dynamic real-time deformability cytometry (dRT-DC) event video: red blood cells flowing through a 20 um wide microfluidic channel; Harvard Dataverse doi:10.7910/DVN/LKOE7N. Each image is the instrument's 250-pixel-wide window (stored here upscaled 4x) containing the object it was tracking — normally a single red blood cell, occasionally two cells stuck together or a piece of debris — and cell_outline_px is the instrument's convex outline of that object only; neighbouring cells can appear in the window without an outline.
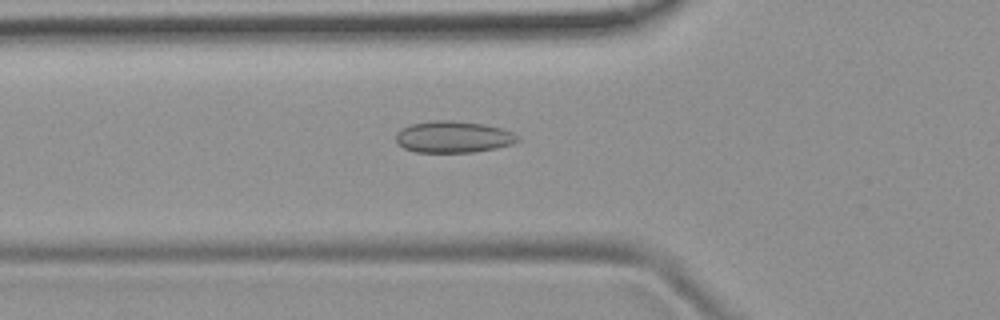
{"species": "common noctule bat (a hibernating species)", "species_latin": "Nyctalus noctula", "temperature_condition": "room temperature", "stored_images_in_passage": 50, "camera_frame_rate_fps": 3000, "um_per_image_px": 0.085, "animal": {"sex": "female", "body_mass_g": 19.9}, "frame": {"image": 1, "passage_image": 16, "time_ms": 5.0, "image_size_px": [1000, 320], "cell_outline_px": [[520, 140], [512, 144], [496, 148], [472, 152], [416, 152], [404, 148], [396, 140], [396, 132], [400, 128], [408, 124], [432, 120], [452, 120], [484, 124], [500, 128], [512, 132]], "centroid_in_image_um": [38.49, 11.62], "position_along_channel_um": 87.3, "area_um2": 22.48}}
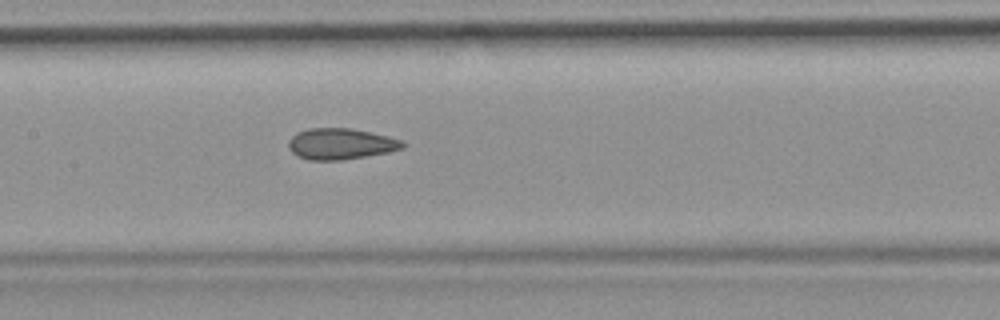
{"frame": {"image": 2, "passage_image": 23, "time_ms": 7.333, "image_size_px": [1000, 320], "cell_outline_px": [[408, 144], [404, 148], [388, 152], [340, 160], [308, 160], [296, 156], [288, 148], [288, 140], [296, 132], [308, 128], [352, 128], [388, 136], [404, 140]], "centroid_in_image_um": [28.96, 12.22], "position_along_channel_um": 178.4, "area_um2": 20.92}}
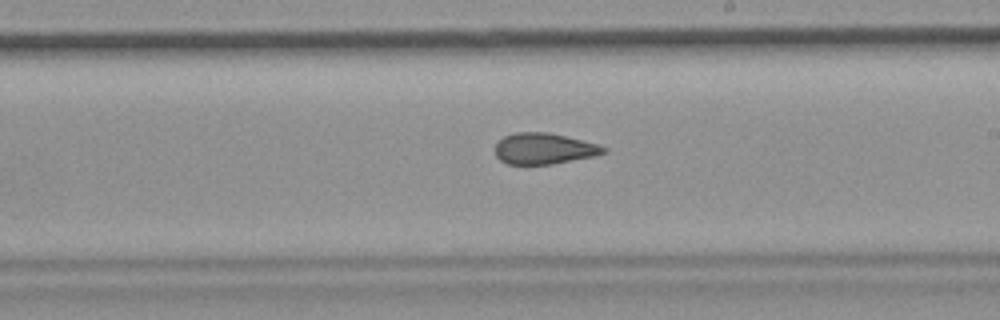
{"frame": {"image": 3, "passage_image": 28, "time_ms": 9.0, "image_size_px": [1000, 320], "cell_outline_px": [[608, 152], [596, 156], [552, 164], [508, 164], [500, 160], [496, 156], [496, 144], [504, 136], [516, 132], [548, 132], [596, 144], [608, 148]], "centroid_in_image_um": [46.25, 12.64], "position_along_channel_um": 242.7, "area_um2": 19.54}, "authors_computed_cell_mechanics": {"area_um2": 20.8658, "velocity_mm_per_s": 3.8895, "shape_relaxation_time_tau1_ms": null, "shape_relaxation_time_tau2_ms": 2.0935, "deformation_change_tau1": null, "deformation_change_tau2": 0.0949}}